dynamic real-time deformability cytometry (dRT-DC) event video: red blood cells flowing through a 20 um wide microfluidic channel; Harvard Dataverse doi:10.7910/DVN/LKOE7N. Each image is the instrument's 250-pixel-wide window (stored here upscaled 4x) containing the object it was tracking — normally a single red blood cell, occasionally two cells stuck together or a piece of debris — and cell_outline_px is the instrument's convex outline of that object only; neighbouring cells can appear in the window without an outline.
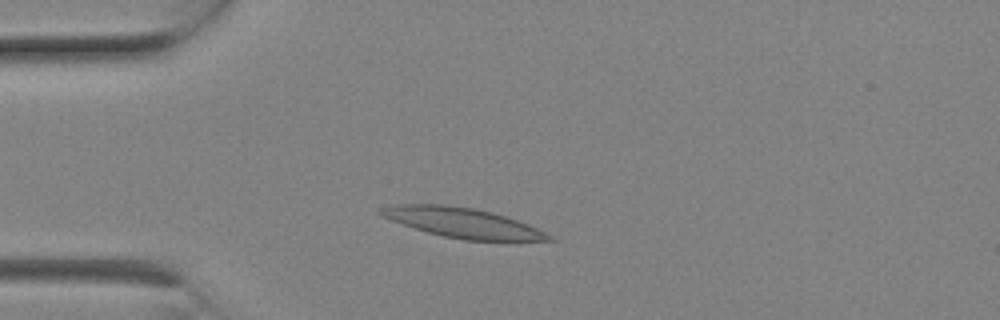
{"species": "Egyptian fruit bat (a non-hibernating species)", "species_latin": "Rousettus aegyptiacus", "temperature_condition": "room temperature", "stored_images_in_passage": 6, "camera_frame_rate_fps": 3000, "um_per_image_px": 0.085, "animal": {"sex": "female"}, "frame": {"image": 1, "passage_image": 4, "time_ms": 1.0, "image_size_px": [1000, 320], "cell_outline_px": [[556, 240], [464, 240], [444, 236], [428, 232], [392, 220], [376, 212], [380, 208], [392, 204], [444, 204], [472, 208], [492, 212], [528, 224], [552, 236]], "centroid_in_image_um": [39.28, 18.92], "position_along_channel_um": 45.7, "area_um2": 28.67}}
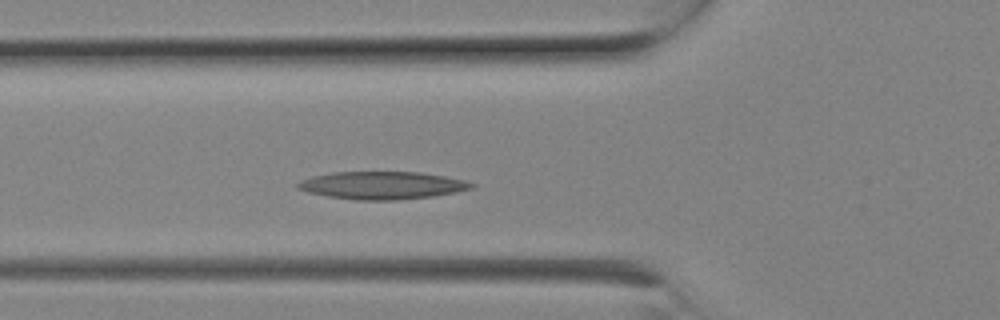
{"frame": {"image": 2, "passage_image": 6, "time_ms": 1.667, "image_size_px": [1000, 320], "cell_outline_px": [[476, 184], [472, 188], [456, 192], [432, 196], [396, 200], [356, 200], [328, 196], [308, 192], [296, 188], [296, 184], [300, 180], [312, 176], [332, 172], [420, 172], [444, 176], [464, 180]], "centroid_in_image_um": [32.46, 15.75], "position_along_channel_um": 93.3, "area_um2": 27.98}}